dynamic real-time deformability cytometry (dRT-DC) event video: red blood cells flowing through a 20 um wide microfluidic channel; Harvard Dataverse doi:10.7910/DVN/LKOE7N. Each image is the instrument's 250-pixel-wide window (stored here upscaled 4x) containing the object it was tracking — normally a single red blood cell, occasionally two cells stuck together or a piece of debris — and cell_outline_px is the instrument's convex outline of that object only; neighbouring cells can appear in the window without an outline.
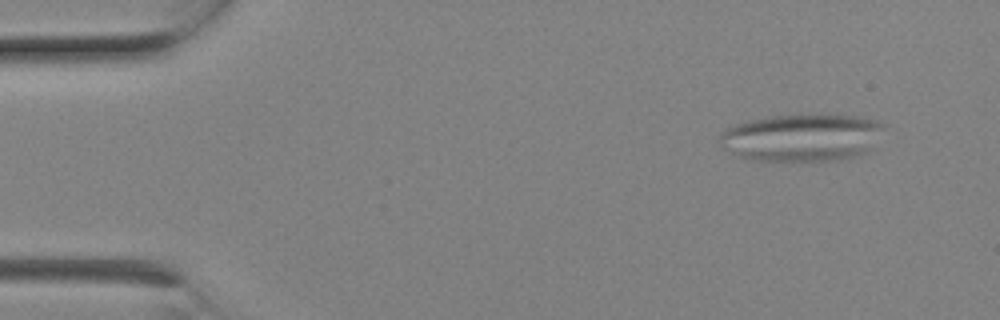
{"species": "Egyptian fruit bat (a non-hibernating species)", "species_latin": "Rousettus aegyptiacus", "temperature_condition": "room temperature", "stored_images_in_passage": 7, "camera_frame_rate_fps": 3000, "um_per_image_px": 0.085, "animal": {"sex": "female"}, "frame": {"image": 1, "passage_image": 2, "time_ms": 0.333, "image_size_px": [1000, 320], "cell_outline_px": [[884, 124], [872, 152], [860, 156], [840, 160], [756, 160], [736, 156], [728, 152], [720, 144], [720, 132], [724, 128], [748, 120], [764, 116], [864, 116], [876, 120]], "centroid_in_image_um": [68.17, 11.71], "position_along_channel_um": 16.8, "area_um2": 45.55}}